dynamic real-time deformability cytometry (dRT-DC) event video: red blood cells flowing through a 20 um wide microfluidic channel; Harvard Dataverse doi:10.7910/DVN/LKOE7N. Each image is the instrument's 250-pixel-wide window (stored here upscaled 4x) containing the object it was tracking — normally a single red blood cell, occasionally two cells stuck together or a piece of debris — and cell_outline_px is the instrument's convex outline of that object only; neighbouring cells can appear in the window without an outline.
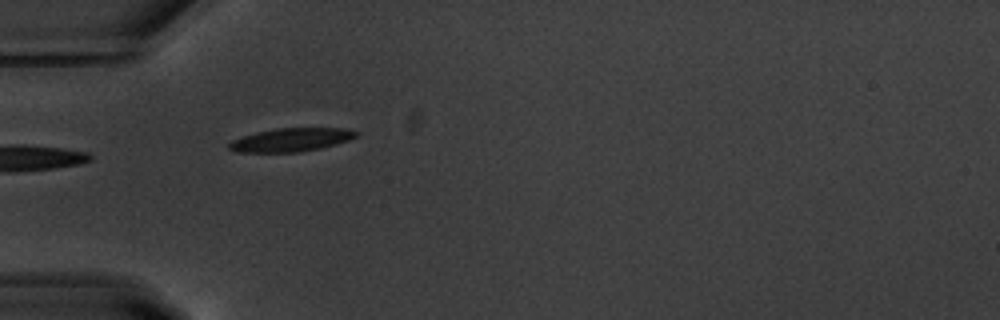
{"species": "common noctule bat (a hibernating species)", "species_latin": "Nyctalus noctula", "temperature_condition": "warm", "stored_images_in_passage": 12, "camera_frame_rate_fps": 3000, "um_per_image_px": 0.085, "animal": {"sex": "male", "body_mass_g": 20.1, "forearm_length_mm": 53.5}, "frame": {"image": 1, "passage_image": 1, "time_ms": 0.0, "image_size_px": [1000, 320], "cell_outline_px": [[360, 132], [356, 136], [348, 140], [336, 144], [320, 148], [300, 152], [236, 152], [228, 148], [228, 144], [232, 140], [256, 132], [276, 128], [344, 128]], "centroid_in_image_um": [24.74, 11.88], "position_along_channel_um": 60.3, "area_um2": 17.28}}